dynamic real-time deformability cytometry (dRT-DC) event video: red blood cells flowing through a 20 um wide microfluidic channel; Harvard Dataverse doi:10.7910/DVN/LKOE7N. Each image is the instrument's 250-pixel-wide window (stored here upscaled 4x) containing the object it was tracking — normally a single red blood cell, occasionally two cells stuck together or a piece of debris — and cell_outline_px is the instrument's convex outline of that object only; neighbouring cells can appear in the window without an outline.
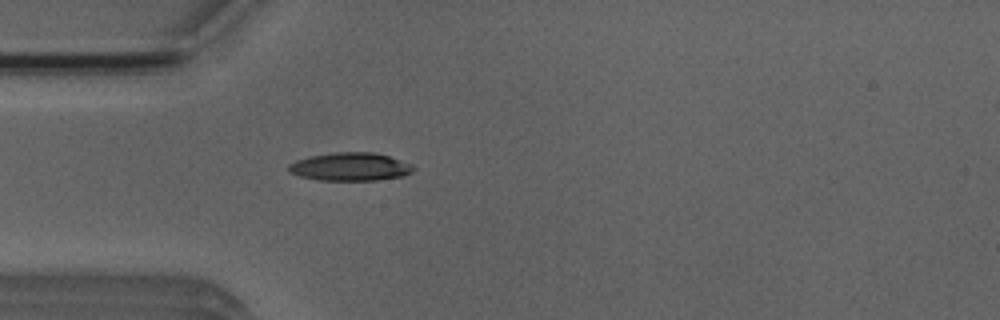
{"species": "Egyptian fruit bat (a non-hibernating species)", "species_latin": "Rousettus aegyptiacus", "temperature_condition": "room temperature", "stored_images_in_passage": 2, "camera_frame_rate_fps": 3000, "um_per_image_px": 0.085, "animal": {"sex": "male"}, "frame": {"image": 1, "passage_image": 2, "time_ms": 2.0, "image_size_px": [1000, 320], "cell_outline_px": [[416, 168], [412, 172], [404, 176], [376, 180], [320, 180], [300, 176], [288, 172], [288, 164], [296, 160], [312, 156], [336, 152], [372, 152], [388, 156], [412, 164]], "centroid_in_image_um": [29.78, 14.17], "position_along_channel_um": 55.2, "area_um2": 20.4}}